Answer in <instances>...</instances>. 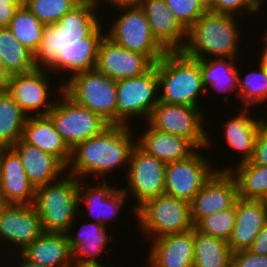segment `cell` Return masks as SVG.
<instances>
[{"label":"cell","mask_w":267,"mask_h":267,"mask_svg":"<svg viewBox=\"0 0 267 267\" xmlns=\"http://www.w3.org/2000/svg\"><path fill=\"white\" fill-rule=\"evenodd\" d=\"M99 13L93 0H82L59 21L46 25L33 53L34 68L66 74L67 79L58 80L62 85L77 73L95 69L99 46L106 35Z\"/></svg>","instance_id":"6da1fadb"},{"label":"cell","mask_w":267,"mask_h":267,"mask_svg":"<svg viewBox=\"0 0 267 267\" xmlns=\"http://www.w3.org/2000/svg\"><path fill=\"white\" fill-rule=\"evenodd\" d=\"M131 128L132 126L111 124L101 134L77 144L71 150L67 172L78 179L91 177L90 179L98 180L101 178V181L114 174L116 169L127 172L130 154L136 145L133 130H137Z\"/></svg>","instance_id":"7a4b0ae2"},{"label":"cell","mask_w":267,"mask_h":267,"mask_svg":"<svg viewBox=\"0 0 267 267\" xmlns=\"http://www.w3.org/2000/svg\"><path fill=\"white\" fill-rule=\"evenodd\" d=\"M238 17L241 16L205 12L187 30L186 43L181 51L195 59H209L211 56L238 58L242 52L239 51L242 31L237 23Z\"/></svg>","instance_id":"3957f363"},{"label":"cell","mask_w":267,"mask_h":267,"mask_svg":"<svg viewBox=\"0 0 267 267\" xmlns=\"http://www.w3.org/2000/svg\"><path fill=\"white\" fill-rule=\"evenodd\" d=\"M154 66L157 69L159 101L201 107L198 99L206 90L198 59L182 51H167Z\"/></svg>","instance_id":"277c9868"},{"label":"cell","mask_w":267,"mask_h":267,"mask_svg":"<svg viewBox=\"0 0 267 267\" xmlns=\"http://www.w3.org/2000/svg\"><path fill=\"white\" fill-rule=\"evenodd\" d=\"M79 179L66 172L60 179L35 189L33 206L43 232L66 234L76 216L80 218Z\"/></svg>","instance_id":"5b68a950"},{"label":"cell","mask_w":267,"mask_h":267,"mask_svg":"<svg viewBox=\"0 0 267 267\" xmlns=\"http://www.w3.org/2000/svg\"><path fill=\"white\" fill-rule=\"evenodd\" d=\"M138 230L146 240L190 231V203L167 194L146 200L136 209Z\"/></svg>","instance_id":"8992f818"},{"label":"cell","mask_w":267,"mask_h":267,"mask_svg":"<svg viewBox=\"0 0 267 267\" xmlns=\"http://www.w3.org/2000/svg\"><path fill=\"white\" fill-rule=\"evenodd\" d=\"M199 108L159 101L146 123L156 130L187 139L196 149L207 150L213 140L205 127L206 115Z\"/></svg>","instance_id":"52a82bcc"},{"label":"cell","mask_w":267,"mask_h":267,"mask_svg":"<svg viewBox=\"0 0 267 267\" xmlns=\"http://www.w3.org/2000/svg\"><path fill=\"white\" fill-rule=\"evenodd\" d=\"M57 97L47 116L71 150L111 125L98 113L76 103L63 90Z\"/></svg>","instance_id":"ba28073f"},{"label":"cell","mask_w":267,"mask_h":267,"mask_svg":"<svg viewBox=\"0 0 267 267\" xmlns=\"http://www.w3.org/2000/svg\"><path fill=\"white\" fill-rule=\"evenodd\" d=\"M63 91L76 103L116 124L117 81L96 68L77 73L63 84Z\"/></svg>","instance_id":"9c48e42d"},{"label":"cell","mask_w":267,"mask_h":267,"mask_svg":"<svg viewBox=\"0 0 267 267\" xmlns=\"http://www.w3.org/2000/svg\"><path fill=\"white\" fill-rule=\"evenodd\" d=\"M158 91L155 66L141 76L118 80L116 125L131 126L135 123L131 120L135 118L147 122L152 109L159 102Z\"/></svg>","instance_id":"30bf717a"},{"label":"cell","mask_w":267,"mask_h":267,"mask_svg":"<svg viewBox=\"0 0 267 267\" xmlns=\"http://www.w3.org/2000/svg\"><path fill=\"white\" fill-rule=\"evenodd\" d=\"M120 14L108 27L106 36L121 47L147 56L156 64L167 52L153 37L140 7L119 8ZM123 11V12H122Z\"/></svg>","instance_id":"8fae6325"},{"label":"cell","mask_w":267,"mask_h":267,"mask_svg":"<svg viewBox=\"0 0 267 267\" xmlns=\"http://www.w3.org/2000/svg\"><path fill=\"white\" fill-rule=\"evenodd\" d=\"M165 167L166 163L147 154L137 144L133 147L125 174L127 186L122 190L128 197L133 195L135 198V205L131 209L135 217L136 209L146 200L164 194Z\"/></svg>","instance_id":"7c38bea8"},{"label":"cell","mask_w":267,"mask_h":267,"mask_svg":"<svg viewBox=\"0 0 267 267\" xmlns=\"http://www.w3.org/2000/svg\"><path fill=\"white\" fill-rule=\"evenodd\" d=\"M50 75L51 72L41 69L11 75L5 89L28 116H47L56 101L50 97L56 94V91L59 94L63 90L60 82H58V86H51L55 83V79L53 81L54 77ZM53 90H55L54 93Z\"/></svg>","instance_id":"4fadbf2b"},{"label":"cell","mask_w":267,"mask_h":267,"mask_svg":"<svg viewBox=\"0 0 267 267\" xmlns=\"http://www.w3.org/2000/svg\"><path fill=\"white\" fill-rule=\"evenodd\" d=\"M196 149L190 156L166 163L164 194L191 202L203 185L217 171L211 158ZM214 168V169H213Z\"/></svg>","instance_id":"5bb4252c"},{"label":"cell","mask_w":267,"mask_h":267,"mask_svg":"<svg viewBox=\"0 0 267 267\" xmlns=\"http://www.w3.org/2000/svg\"><path fill=\"white\" fill-rule=\"evenodd\" d=\"M42 233L41 220L33 204L0 205V243L7 244L8 250L13 246L12 254L23 251Z\"/></svg>","instance_id":"9a60e30c"},{"label":"cell","mask_w":267,"mask_h":267,"mask_svg":"<svg viewBox=\"0 0 267 267\" xmlns=\"http://www.w3.org/2000/svg\"><path fill=\"white\" fill-rule=\"evenodd\" d=\"M89 179H79L78 204H84L87 215L92 217V221L108 228L109 221L116 222L119 212L126 207L128 195L113 180L108 184V180H102L95 186H91ZM86 181V183H85ZM117 184V186H116ZM125 204V205H124Z\"/></svg>","instance_id":"2e32d148"},{"label":"cell","mask_w":267,"mask_h":267,"mask_svg":"<svg viewBox=\"0 0 267 267\" xmlns=\"http://www.w3.org/2000/svg\"><path fill=\"white\" fill-rule=\"evenodd\" d=\"M238 198L235 177L229 171H216L190 202L194 227L203 218L233 207Z\"/></svg>","instance_id":"e0dca14e"},{"label":"cell","mask_w":267,"mask_h":267,"mask_svg":"<svg viewBox=\"0 0 267 267\" xmlns=\"http://www.w3.org/2000/svg\"><path fill=\"white\" fill-rule=\"evenodd\" d=\"M153 66L147 56L121 47L106 35L100 43L96 69L113 80L141 76Z\"/></svg>","instance_id":"ac0fdd59"},{"label":"cell","mask_w":267,"mask_h":267,"mask_svg":"<svg viewBox=\"0 0 267 267\" xmlns=\"http://www.w3.org/2000/svg\"><path fill=\"white\" fill-rule=\"evenodd\" d=\"M35 187L24 171L19 155L11 148H0V202L1 204L30 205Z\"/></svg>","instance_id":"d6986e66"},{"label":"cell","mask_w":267,"mask_h":267,"mask_svg":"<svg viewBox=\"0 0 267 267\" xmlns=\"http://www.w3.org/2000/svg\"><path fill=\"white\" fill-rule=\"evenodd\" d=\"M77 216L69 228L67 234L68 242L72 250L74 267L105 266L99 259L104 250H108L107 244L112 243V235L107 234L108 228L101 224L90 221L79 224L77 234L73 235ZM81 225V226H80Z\"/></svg>","instance_id":"ffe728a7"},{"label":"cell","mask_w":267,"mask_h":267,"mask_svg":"<svg viewBox=\"0 0 267 267\" xmlns=\"http://www.w3.org/2000/svg\"><path fill=\"white\" fill-rule=\"evenodd\" d=\"M140 8L149 22L155 40L166 51H181L186 43L187 29L169 10L165 0H143Z\"/></svg>","instance_id":"44dd1931"},{"label":"cell","mask_w":267,"mask_h":267,"mask_svg":"<svg viewBox=\"0 0 267 267\" xmlns=\"http://www.w3.org/2000/svg\"><path fill=\"white\" fill-rule=\"evenodd\" d=\"M148 267H193V229L151 239Z\"/></svg>","instance_id":"7402d4cb"},{"label":"cell","mask_w":267,"mask_h":267,"mask_svg":"<svg viewBox=\"0 0 267 267\" xmlns=\"http://www.w3.org/2000/svg\"><path fill=\"white\" fill-rule=\"evenodd\" d=\"M267 220V203L264 200L242 199L236 201V219L232 235L228 240L235 252L248 249Z\"/></svg>","instance_id":"603a6c76"},{"label":"cell","mask_w":267,"mask_h":267,"mask_svg":"<svg viewBox=\"0 0 267 267\" xmlns=\"http://www.w3.org/2000/svg\"><path fill=\"white\" fill-rule=\"evenodd\" d=\"M11 148L21 158L28 180L35 189L60 179L67 172V167L57 157L22 139Z\"/></svg>","instance_id":"cb8c5ba5"},{"label":"cell","mask_w":267,"mask_h":267,"mask_svg":"<svg viewBox=\"0 0 267 267\" xmlns=\"http://www.w3.org/2000/svg\"><path fill=\"white\" fill-rule=\"evenodd\" d=\"M146 127L143 133H139L140 136L136 134V144L164 163L185 159L196 150L185 138L156 130L147 124Z\"/></svg>","instance_id":"d4e9b609"},{"label":"cell","mask_w":267,"mask_h":267,"mask_svg":"<svg viewBox=\"0 0 267 267\" xmlns=\"http://www.w3.org/2000/svg\"><path fill=\"white\" fill-rule=\"evenodd\" d=\"M240 109V113L238 112L222 124L225 127L223 128L225 132L222 133H225L223 137L226 139L224 140L226 145H229L228 147L232 150H236L235 152L241 153L242 158L237 164L252 159L256 137L261 126L260 117L256 118L255 114L249 112L253 108L241 107Z\"/></svg>","instance_id":"484cf974"},{"label":"cell","mask_w":267,"mask_h":267,"mask_svg":"<svg viewBox=\"0 0 267 267\" xmlns=\"http://www.w3.org/2000/svg\"><path fill=\"white\" fill-rule=\"evenodd\" d=\"M21 139L46 153L57 157L66 167L71 159V149L56 131L48 116H29L22 131Z\"/></svg>","instance_id":"4316f807"},{"label":"cell","mask_w":267,"mask_h":267,"mask_svg":"<svg viewBox=\"0 0 267 267\" xmlns=\"http://www.w3.org/2000/svg\"><path fill=\"white\" fill-rule=\"evenodd\" d=\"M20 253L45 267H74L67 234L43 232Z\"/></svg>","instance_id":"83f0119b"},{"label":"cell","mask_w":267,"mask_h":267,"mask_svg":"<svg viewBox=\"0 0 267 267\" xmlns=\"http://www.w3.org/2000/svg\"><path fill=\"white\" fill-rule=\"evenodd\" d=\"M200 71L202 75L203 86L206 93L212 87L217 94L233 93L239 100L238 92V67L237 58H209L198 59Z\"/></svg>","instance_id":"f1b7e54d"},{"label":"cell","mask_w":267,"mask_h":267,"mask_svg":"<svg viewBox=\"0 0 267 267\" xmlns=\"http://www.w3.org/2000/svg\"><path fill=\"white\" fill-rule=\"evenodd\" d=\"M236 165V166H235ZM230 167L216 168L217 171H229L238 184L239 198L267 199V166L247 161Z\"/></svg>","instance_id":"f546056e"},{"label":"cell","mask_w":267,"mask_h":267,"mask_svg":"<svg viewBox=\"0 0 267 267\" xmlns=\"http://www.w3.org/2000/svg\"><path fill=\"white\" fill-rule=\"evenodd\" d=\"M193 267H232L233 251L227 241L214 238L193 228Z\"/></svg>","instance_id":"4dcf8cb0"},{"label":"cell","mask_w":267,"mask_h":267,"mask_svg":"<svg viewBox=\"0 0 267 267\" xmlns=\"http://www.w3.org/2000/svg\"><path fill=\"white\" fill-rule=\"evenodd\" d=\"M29 116L13 100L5 88H0V147H12L22 137Z\"/></svg>","instance_id":"1f68e13d"},{"label":"cell","mask_w":267,"mask_h":267,"mask_svg":"<svg viewBox=\"0 0 267 267\" xmlns=\"http://www.w3.org/2000/svg\"><path fill=\"white\" fill-rule=\"evenodd\" d=\"M0 59L10 75L33 71V54L12 34L8 27L0 28Z\"/></svg>","instance_id":"d6a6232c"},{"label":"cell","mask_w":267,"mask_h":267,"mask_svg":"<svg viewBox=\"0 0 267 267\" xmlns=\"http://www.w3.org/2000/svg\"><path fill=\"white\" fill-rule=\"evenodd\" d=\"M45 26L22 4L15 12L8 28L14 37L33 54L42 40Z\"/></svg>","instance_id":"836d02e7"},{"label":"cell","mask_w":267,"mask_h":267,"mask_svg":"<svg viewBox=\"0 0 267 267\" xmlns=\"http://www.w3.org/2000/svg\"><path fill=\"white\" fill-rule=\"evenodd\" d=\"M252 71L242 77L238 69V92L241 107L253 108L257 104L267 103V75L263 66L259 63ZM257 105V106H255Z\"/></svg>","instance_id":"e575fe53"},{"label":"cell","mask_w":267,"mask_h":267,"mask_svg":"<svg viewBox=\"0 0 267 267\" xmlns=\"http://www.w3.org/2000/svg\"><path fill=\"white\" fill-rule=\"evenodd\" d=\"M82 0H23L25 7L43 24L51 25Z\"/></svg>","instance_id":"d590c367"},{"label":"cell","mask_w":267,"mask_h":267,"mask_svg":"<svg viewBox=\"0 0 267 267\" xmlns=\"http://www.w3.org/2000/svg\"><path fill=\"white\" fill-rule=\"evenodd\" d=\"M236 219V203L233 207L203 218L195 228L209 236L223 241L230 239Z\"/></svg>","instance_id":"8d00e7d4"},{"label":"cell","mask_w":267,"mask_h":267,"mask_svg":"<svg viewBox=\"0 0 267 267\" xmlns=\"http://www.w3.org/2000/svg\"><path fill=\"white\" fill-rule=\"evenodd\" d=\"M179 22L188 30L206 12L199 0H165Z\"/></svg>","instance_id":"74e56055"},{"label":"cell","mask_w":267,"mask_h":267,"mask_svg":"<svg viewBox=\"0 0 267 267\" xmlns=\"http://www.w3.org/2000/svg\"><path fill=\"white\" fill-rule=\"evenodd\" d=\"M264 0H215L214 13L230 14L238 16L239 13L246 14L261 13ZM263 4V6H262ZM238 13V14H237Z\"/></svg>","instance_id":"f35d334b"},{"label":"cell","mask_w":267,"mask_h":267,"mask_svg":"<svg viewBox=\"0 0 267 267\" xmlns=\"http://www.w3.org/2000/svg\"><path fill=\"white\" fill-rule=\"evenodd\" d=\"M232 267H267V255H258L248 249L235 251Z\"/></svg>","instance_id":"ab89813d"},{"label":"cell","mask_w":267,"mask_h":267,"mask_svg":"<svg viewBox=\"0 0 267 267\" xmlns=\"http://www.w3.org/2000/svg\"><path fill=\"white\" fill-rule=\"evenodd\" d=\"M254 164L267 166V130L260 126L254 147V154L250 160Z\"/></svg>","instance_id":"60d3db41"},{"label":"cell","mask_w":267,"mask_h":267,"mask_svg":"<svg viewBox=\"0 0 267 267\" xmlns=\"http://www.w3.org/2000/svg\"><path fill=\"white\" fill-rule=\"evenodd\" d=\"M248 250L258 255H267V220Z\"/></svg>","instance_id":"b9f144b4"},{"label":"cell","mask_w":267,"mask_h":267,"mask_svg":"<svg viewBox=\"0 0 267 267\" xmlns=\"http://www.w3.org/2000/svg\"><path fill=\"white\" fill-rule=\"evenodd\" d=\"M103 1V2H100ZM105 2L107 4H105ZM143 0H93L94 6L96 9L100 7V5L103 6L102 3L105 5H110L111 7L118 8H131V7H140ZM100 4V5H99Z\"/></svg>","instance_id":"7bdbcfd3"},{"label":"cell","mask_w":267,"mask_h":267,"mask_svg":"<svg viewBox=\"0 0 267 267\" xmlns=\"http://www.w3.org/2000/svg\"><path fill=\"white\" fill-rule=\"evenodd\" d=\"M22 4H0V28L8 27L15 12Z\"/></svg>","instance_id":"ee69618b"},{"label":"cell","mask_w":267,"mask_h":267,"mask_svg":"<svg viewBox=\"0 0 267 267\" xmlns=\"http://www.w3.org/2000/svg\"><path fill=\"white\" fill-rule=\"evenodd\" d=\"M11 79V75L7 71L6 67L4 66L3 62L0 59V88H5L9 80Z\"/></svg>","instance_id":"f6af8a7d"},{"label":"cell","mask_w":267,"mask_h":267,"mask_svg":"<svg viewBox=\"0 0 267 267\" xmlns=\"http://www.w3.org/2000/svg\"><path fill=\"white\" fill-rule=\"evenodd\" d=\"M17 256H19V264L17 267H45L43 265H40L39 263L32 262L28 259H26L21 253H16ZM21 259V260H20Z\"/></svg>","instance_id":"bcb514c9"},{"label":"cell","mask_w":267,"mask_h":267,"mask_svg":"<svg viewBox=\"0 0 267 267\" xmlns=\"http://www.w3.org/2000/svg\"><path fill=\"white\" fill-rule=\"evenodd\" d=\"M265 44V45H264ZM263 44V49L261 50V52H258L260 54V58H258V63H260L263 68L265 69L266 75H267V44L264 43Z\"/></svg>","instance_id":"7dc6e473"},{"label":"cell","mask_w":267,"mask_h":267,"mask_svg":"<svg viewBox=\"0 0 267 267\" xmlns=\"http://www.w3.org/2000/svg\"><path fill=\"white\" fill-rule=\"evenodd\" d=\"M199 3L206 12H214L215 0H199Z\"/></svg>","instance_id":"c3c4849f"},{"label":"cell","mask_w":267,"mask_h":267,"mask_svg":"<svg viewBox=\"0 0 267 267\" xmlns=\"http://www.w3.org/2000/svg\"><path fill=\"white\" fill-rule=\"evenodd\" d=\"M0 4H23V0H0Z\"/></svg>","instance_id":"681fc988"},{"label":"cell","mask_w":267,"mask_h":267,"mask_svg":"<svg viewBox=\"0 0 267 267\" xmlns=\"http://www.w3.org/2000/svg\"><path fill=\"white\" fill-rule=\"evenodd\" d=\"M264 112H267V111H264ZM265 117H267V115ZM260 123H261V126L267 130V118L264 119L263 117H261Z\"/></svg>","instance_id":"f907efd6"},{"label":"cell","mask_w":267,"mask_h":267,"mask_svg":"<svg viewBox=\"0 0 267 267\" xmlns=\"http://www.w3.org/2000/svg\"><path fill=\"white\" fill-rule=\"evenodd\" d=\"M264 35H262V37L264 38V42L263 43H266L267 44V32L263 33Z\"/></svg>","instance_id":"816d5d0a"},{"label":"cell","mask_w":267,"mask_h":267,"mask_svg":"<svg viewBox=\"0 0 267 267\" xmlns=\"http://www.w3.org/2000/svg\"><path fill=\"white\" fill-rule=\"evenodd\" d=\"M89 267H106V265L105 266H89Z\"/></svg>","instance_id":"f5cc1de1"}]
</instances>
